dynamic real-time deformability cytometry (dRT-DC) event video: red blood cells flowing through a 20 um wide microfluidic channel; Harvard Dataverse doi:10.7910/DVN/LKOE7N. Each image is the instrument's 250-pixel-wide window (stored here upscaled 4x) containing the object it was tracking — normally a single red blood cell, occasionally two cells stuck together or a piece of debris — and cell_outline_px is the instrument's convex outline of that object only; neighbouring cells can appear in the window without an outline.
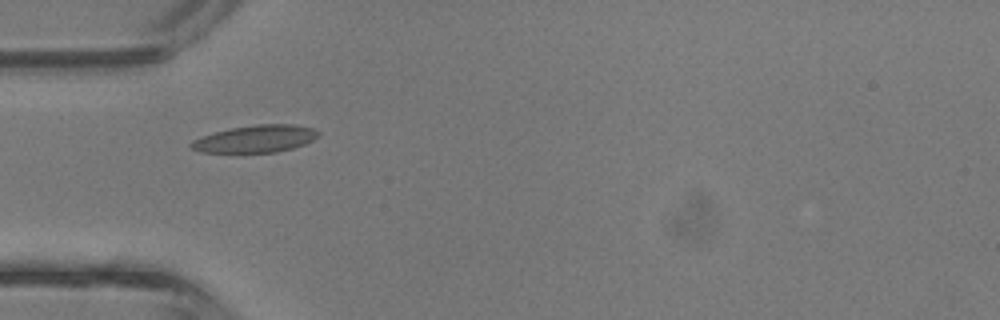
{"species": "common noctule bat (a hibernating species)", "species_latin": "Nyctalus noctula", "temperature_condition": "room temperature", "stored_images_in_passage": 4, "camera_frame_rate_fps": 3000, "um_per_image_px": 0.085, "animal": {"sex": "male", "body_mass_g": 13.3}, "frame": {"image": 1, "passage_image": 4, "time_ms": 1.0, "image_size_px": [1000, 320], "cell_outline_px": [[320, 136], [304, 144], [292, 148], [276, 152], [200, 152], [192, 148], [188, 144], [192, 140], [216, 132], [232, 128], [256, 124], [292, 124], [312, 128], [320, 132]], "centroid_in_image_um": [21.74, 11.8], "position_along_channel_um": 63.3, "area_um2": 20.0}}